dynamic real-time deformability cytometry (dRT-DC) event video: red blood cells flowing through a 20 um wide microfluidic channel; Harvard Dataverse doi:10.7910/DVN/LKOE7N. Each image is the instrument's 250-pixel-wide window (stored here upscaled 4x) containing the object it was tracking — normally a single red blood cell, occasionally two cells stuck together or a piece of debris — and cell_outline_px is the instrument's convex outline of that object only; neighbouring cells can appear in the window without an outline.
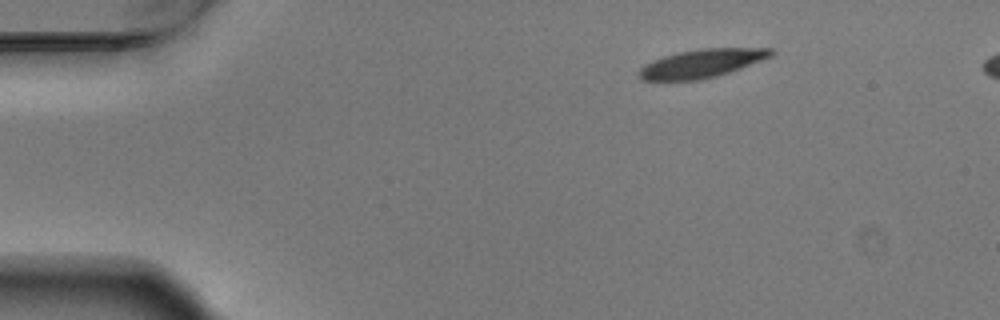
{"species": "Egyptian fruit bat (a non-hibernating species)", "species_latin": "Rousettus aegyptiacus", "temperature_condition": "warm", "stored_images_in_passage": 4, "segment_of_instrument_passage": [1, 2], "camera_frame_rate_fps": 3000, "um_per_image_px": 0.085, "animal": {"sex": "male"}, "frame": {"image": 1, "passage_image": 1, "time_ms": 0.0, "image_size_px": [1000, 320], "cell_outline_px": [[776, 52], [772, 56], [728, 72], [716, 76], [700, 80], [640, 80], [640, 68], [644, 64], [652, 60], [676, 52], [700, 48], [772, 48]], "centroid_in_image_um": [59.64, 5.37], "position_along_channel_um": 25.4, "area_um2": 21.73}}